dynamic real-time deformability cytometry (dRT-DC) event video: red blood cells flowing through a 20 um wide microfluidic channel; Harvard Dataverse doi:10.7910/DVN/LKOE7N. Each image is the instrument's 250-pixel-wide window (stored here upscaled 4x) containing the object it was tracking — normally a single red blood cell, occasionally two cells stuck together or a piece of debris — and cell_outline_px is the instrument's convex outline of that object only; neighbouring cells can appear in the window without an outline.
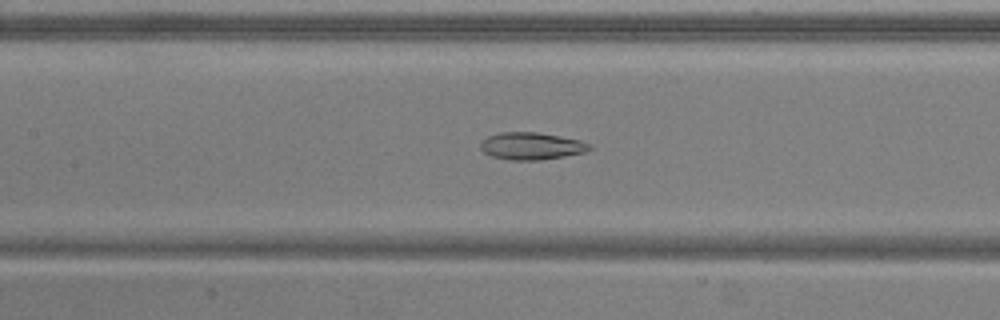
{"species": "common noctule bat (a hibernating species)", "species_latin": "Nyctalus noctula", "temperature_condition": "warm", "stored_images_in_passage": 53, "camera_frame_rate_fps": 3000, "um_per_image_px": 0.085, "animal": {"sex": "male", "body_mass_g": 20.5, "forearm_length_mm": 52.5}, "frame": {"image": 1, "passage_image": 24, "time_ms": 7.667, "image_size_px": [1000, 320], "cell_outline_px": [[592, 148], [584, 152], [564, 156], [540, 160], [508, 160], [492, 156], [484, 152], [480, 148], [480, 144], [488, 136], [500, 132], [536, 132], [560, 136], [580, 140], [592, 144]], "centroid_in_image_um": [45.18, 12.41], "position_along_channel_um": 162.2, "area_um2": 17.28}}
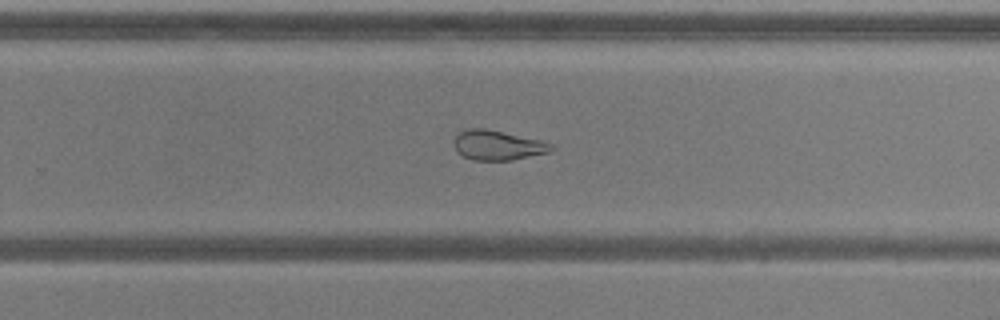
{"frame": {"image": 2, "passage_image": 34, "time_ms": 11.0, "image_size_px": [1000, 320], "cell_outline_px": [[556, 148], [548, 152], [512, 160], [472, 160], [456, 152], [452, 144], [452, 140], [460, 132], [468, 128], [484, 128], [540, 140], [552, 144]], "centroid_in_image_um": [42.25, 12.35], "position_along_channel_um": 287.5, "area_um2": 16.88}}
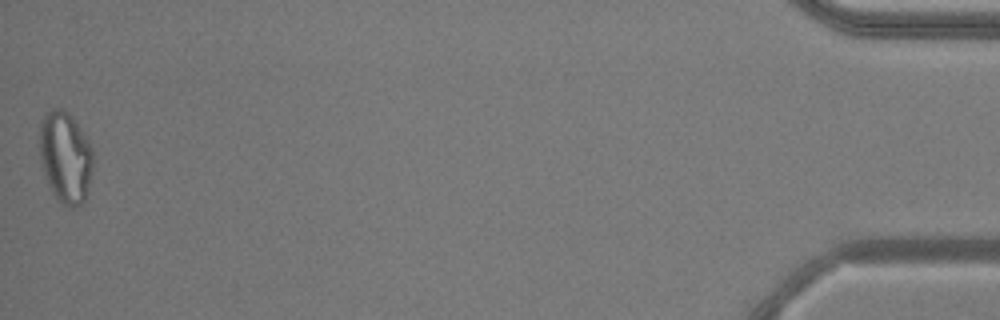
{"frame": {"image": 3, "passage_image": 53, "time_ms": 17.333, "image_size_px": [1000, 320], "cell_outline_px": [[92, 172], [88, 192], [84, 204], [76, 208], [68, 208], [60, 204], [52, 192], [48, 184], [40, 160], [40, 124], [44, 112], [52, 108], [64, 108], [72, 116], [88, 140], [92, 148]], "centroid_in_image_um": [5.56, 13.39], "position_along_channel_um": 429.6, "area_um2": 29.07}, "authors_computed_cell_mechanics": {"area_um2": 23.4668, "velocity_mm_per_s": 3.7717, "shape_relaxation_time_tau1_ms": null, "shape_relaxation_time_tau2_ms": 2.3595, "deformation_change_tau1": null, "deformation_change_tau2": 0.1065}}